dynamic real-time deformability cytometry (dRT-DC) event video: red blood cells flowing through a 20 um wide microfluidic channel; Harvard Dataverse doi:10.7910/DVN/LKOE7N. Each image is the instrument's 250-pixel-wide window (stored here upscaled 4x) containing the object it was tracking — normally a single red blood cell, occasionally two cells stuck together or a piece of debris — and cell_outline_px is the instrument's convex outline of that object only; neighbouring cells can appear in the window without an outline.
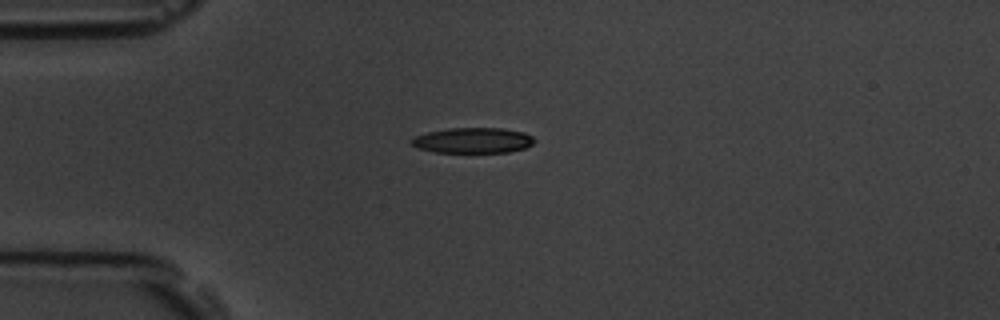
{"species": "common noctule bat (a hibernating species)", "species_latin": "Nyctalus noctula", "temperature_condition": "room temperature", "stored_images_in_passage": 7, "camera_frame_rate_fps": 3000, "um_per_image_px": 0.085, "animal": {"sex": "male", "body_mass_g": 19.5, "forearm_length_mm": 54.6}, "frame": {"image": 1, "passage_image": 1, "time_ms": 0.0, "image_size_px": [1000, 320], "cell_outline_px": [[536, 140], [532, 144], [524, 148], [508, 152], [436, 152], [416, 148], [412, 144], [412, 140], [416, 136], [428, 132], [448, 128], [500, 128], [524, 132], [532, 136]], "centroid_in_image_um": [40.21, 11.93], "position_along_channel_um": 44.8, "area_um2": 18.09}}
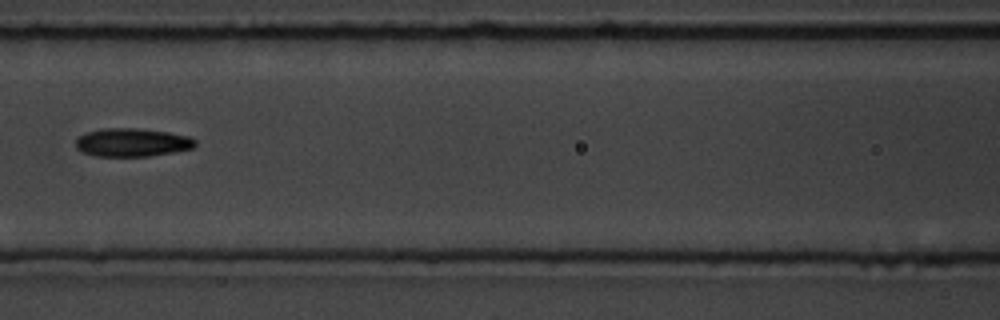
{"frame": {"image": 2, "passage_image": 4, "time_ms": 3.667, "image_size_px": [1000, 320], "cell_outline_px": [[196, 144], [192, 148], [176, 152], [148, 156], [96, 156], [84, 152], [76, 148], [76, 140], [80, 136], [88, 132], [100, 128], [136, 128], [168, 132], [188, 136], [196, 140]], "centroid_in_image_um": [11.25, 12.1], "position_along_channel_um": 155.4, "area_um2": 19.65}}
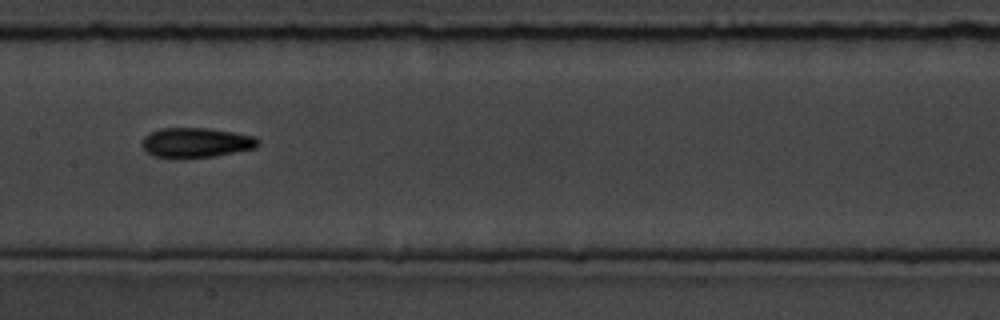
{"frame": {"image": 3, "passage_image": 5, "time_ms": 4.667, "image_size_px": [1000, 320], "cell_outline_px": [[260, 144], [256, 148], [212, 156], [156, 156], [148, 152], [140, 144], [144, 136], [160, 128], [208, 128], [232, 132], [252, 136], [260, 140]], "centroid_in_image_um": [16.69, 12.09], "position_along_channel_um": 190.7, "area_um2": 19.54}}